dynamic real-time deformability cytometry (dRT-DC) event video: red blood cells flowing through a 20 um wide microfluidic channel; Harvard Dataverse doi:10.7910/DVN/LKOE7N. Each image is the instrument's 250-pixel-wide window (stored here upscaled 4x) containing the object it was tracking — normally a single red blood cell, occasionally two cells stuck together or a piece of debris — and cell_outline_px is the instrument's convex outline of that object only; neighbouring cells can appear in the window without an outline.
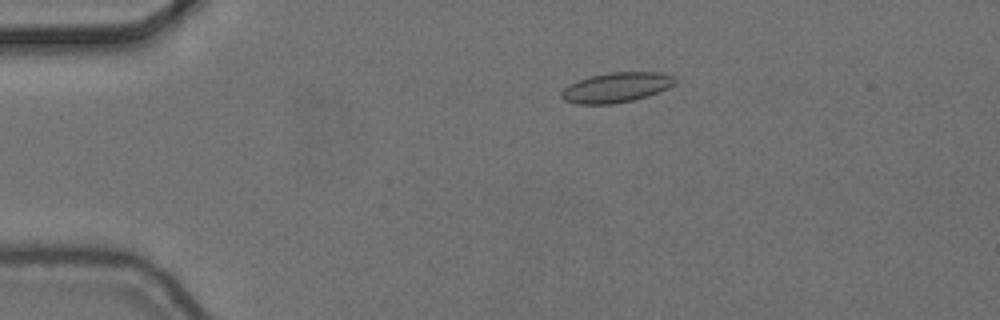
{"species": "common noctule bat (a hibernating species)", "species_latin": "Nyctalus noctula", "temperature_condition": "cold", "stored_images_in_passage": 5, "camera_frame_rate_fps": 3000, "um_per_image_px": 0.085, "animal": {"sex": "female", "body_mass_g": 24.6, "forearm_length_mm": 56.2}, "frame": {"image": 1, "passage_image": 3, "time_ms": 0.667, "image_size_px": [1000, 320], "cell_outline_px": [[676, 84], [660, 92], [648, 96], [632, 100], [612, 104], [576, 104], [564, 100], [560, 96], [560, 92], [568, 84], [588, 76], [612, 72], [660, 72], [676, 76]], "centroid_in_image_um": [52.4, 7.43], "position_along_channel_um": 32.6, "area_um2": 20.11}}
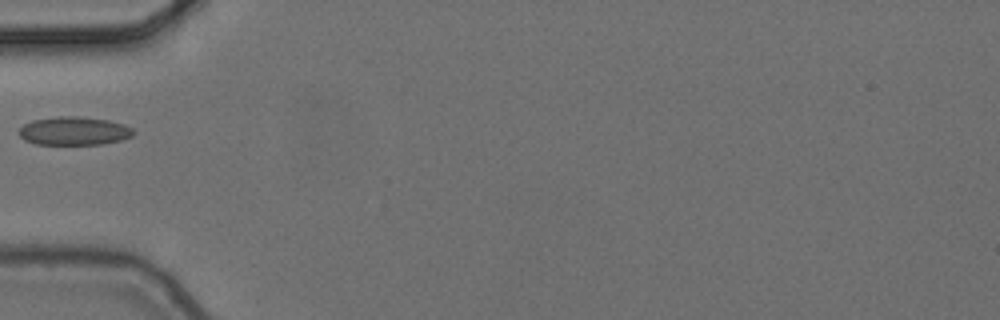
{"frame": {"image": 2, "passage_image": 5, "time_ms": 1.333, "image_size_px": [1000, 320], "cell_outline_px": [[136, 132], [132, 136], [120, 140], [104, 144], [36, 144], [24, 140], [20, 136], [20, 128], [24, 124], [32, 120], [56, 116], [80, 116], [108, 120], [124, 124], [132, 128]], "centroid_in_image_um": [6.31, 11.12], "position_along_channel_um": 78.7, "area_um2": 19.02}}